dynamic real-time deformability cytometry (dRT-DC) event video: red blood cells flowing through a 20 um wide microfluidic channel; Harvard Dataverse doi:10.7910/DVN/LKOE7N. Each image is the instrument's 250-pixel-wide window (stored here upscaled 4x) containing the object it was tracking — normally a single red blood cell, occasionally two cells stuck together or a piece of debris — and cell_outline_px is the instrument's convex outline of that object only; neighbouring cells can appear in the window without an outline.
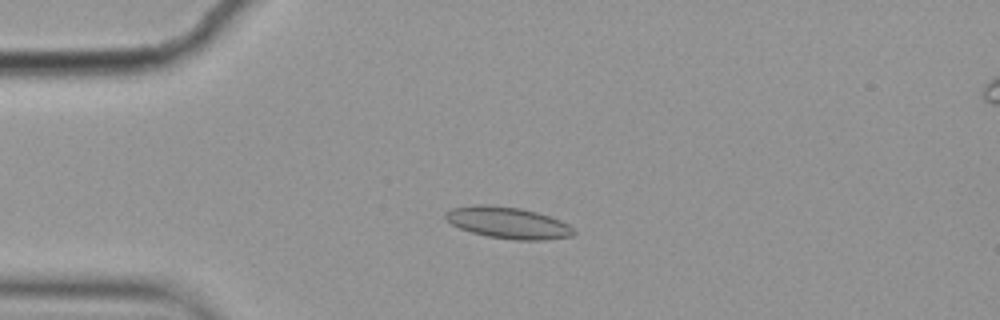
{"species": "common noctule bat (a hibernating species)", "species_latin": "Nyctalus noctula", "temperature_condition": "cold", "stored_images_in_passage": 6, "camera_frame_rate_fps": 3000, "um_per_image_px": 0.085, "animal": {"sex": "female", "body_mass_g": 19.9}, "frame": {"image": 1, "passage_image": 4, "time_ms": 1.0, "image_size_px": [1000, 320], "cell_outline_px": [[576, 232], [572, 236], [544, 240], [516, 240], [488, 236], [472, 232], [460, 228], [452, 224], [444, 216], [444, 212], [452, 208], [476, 204], [480, 204], [520, 208], [536, 212], [560, 220], [568, 224]], "centroid_in_image_um": [43.17, 18.93], "position_along_channel_um": 41.8, "area_um2": 23.35}}
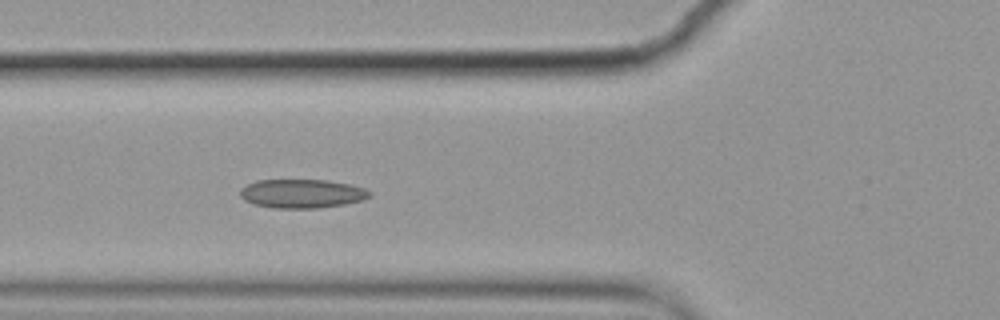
{"frame": {"image": 2, "passage_image": 6, "time_ms": 1.667, "image_size_px": [1000, 320], "cell_outline_px": [[372, 192], [364, 200], [344, 204], [316, 208], [272, 208], [256, 204], [244, 200], [240, 196], [240, 188], [256, 180], [328, 180], [348, 184], [364, 188]], "centroid_in_image_um": [25.65, 16.45], "position_along_channel_um": 100.2, "area_um2": 21.68}}